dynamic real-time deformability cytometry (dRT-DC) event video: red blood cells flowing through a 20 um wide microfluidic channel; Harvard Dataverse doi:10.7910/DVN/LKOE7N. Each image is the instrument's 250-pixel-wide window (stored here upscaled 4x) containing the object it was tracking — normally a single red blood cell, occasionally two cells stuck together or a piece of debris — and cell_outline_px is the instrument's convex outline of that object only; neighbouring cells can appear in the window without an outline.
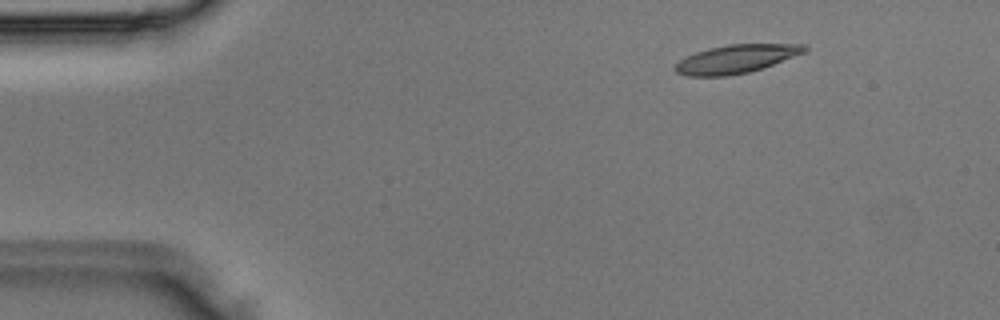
{"species": "Egyptian fruit bat (a non-hibernating species)", "species_latin": "Rousettus aegyptiacus", "temperature_condition": "room temperature", "stored_images_in_passage": 4, "camera_frame_rate_fps": 3000, "um_per_image_px": 0.085, "animal": {"sex": "male"}, "frame": {"image": 1, "passage_image": 2, "time_ms": 0.333, "image_size_px": [1000, 320], "cell_outline_px": [[808, 48], [804, 52], [764, 68], [748, 72], [728, 76], [688, 76], [676, 72], [672, 68], [680, 60], [696, 52], [708, 48], [728, 44], [804, 44]], "centroid_in_image_um": [62.55, 5.01], "position_along_channel_um": 22.4, "area_um2": 21.33}}